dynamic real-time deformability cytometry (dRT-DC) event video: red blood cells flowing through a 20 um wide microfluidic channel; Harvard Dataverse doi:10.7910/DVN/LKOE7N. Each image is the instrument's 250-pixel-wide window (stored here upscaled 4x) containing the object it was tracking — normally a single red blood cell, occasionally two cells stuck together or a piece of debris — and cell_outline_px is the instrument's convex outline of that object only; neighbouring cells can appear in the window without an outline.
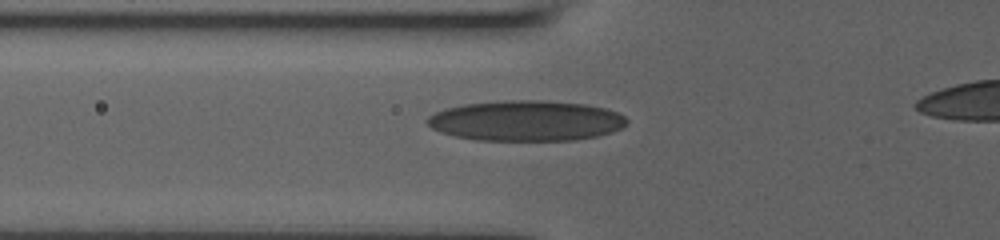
{"species": "human", "species_latin": "Homo sapiens", "temperature_condition": "room temperature", "stored_images_in_passage": 32, "camera_frame_rate_fps": 3000, "um_per_image_px": 0.085, "donor": {"sex": "male"}, "frame": {"image": 1, "passage_image": 2, "time_ms": 0.333, "image_size_px": [1000, 240], "cell_outline_px": [[628, 124], [612, 132], [596, 136], [576, 140], [476, 140], [456, 136], [440, 132], [432, 128], [424, 120], [428, 116], [436, 112], [448, 108], [464, 104], [504, 100], [544, 100], [588, 104], [604, 108], [616, 112], [624, 116], [628, 120]], "centroid_in_image_um": [44.73, 10.26], "position_along_channel_um": 81.1, "area_um2": 47.11}}
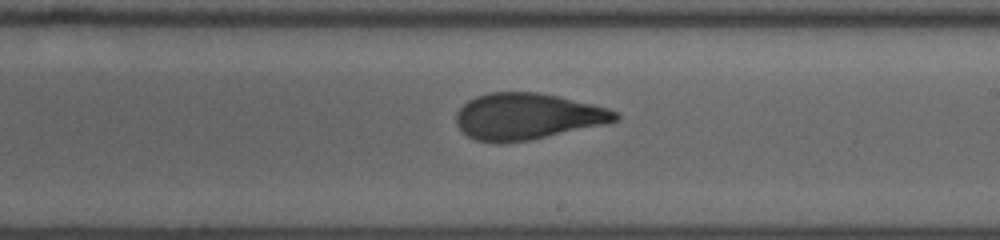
{"frame": {"image": 2, "passage_image": 14, "time_ms": 4.333, "image_size_px": [1000, 240], "cell_outline_px": [[620, 116], [616, 120], [604, 124], [528, 140], [500, 144], [496, 144], [476, 140], [468, 136], [456, 124], [456, 112], [468, 100], [476, 96], [488, 92], [536, 92], [556, 96], [592, 104], [608, 108], [616, 112]], "centroid_in_image_um": [44.77, 9.9], "position_along_channel_um": 244.2, "area_um2": 42.71}}
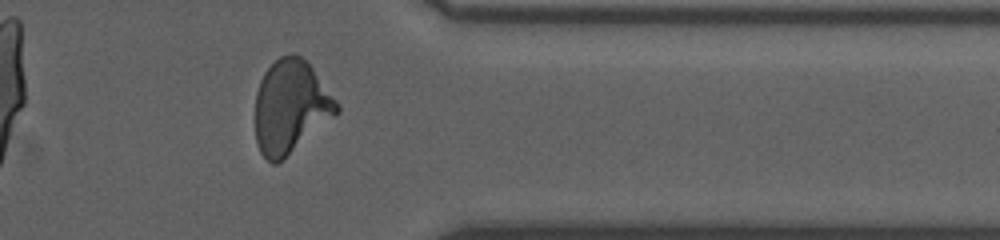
{"frame": {"image": 3, "passage_image": 27, "time_ms": 8.0, "image_size_px": [1000, 240], "cell_outline_px": [[340, 112], [336, 116], [276, 164], [272, 164], [260, 152], [256, 144], [256, 92], [260, 80], [264, 72], [280, 56], [292, 52], [300, 56], [312, 68], [340, 104]], "centroid_in_image_um": [24.71, 9.07], "position_along_channel_um": 386.7, "area_um2": 44.04}}